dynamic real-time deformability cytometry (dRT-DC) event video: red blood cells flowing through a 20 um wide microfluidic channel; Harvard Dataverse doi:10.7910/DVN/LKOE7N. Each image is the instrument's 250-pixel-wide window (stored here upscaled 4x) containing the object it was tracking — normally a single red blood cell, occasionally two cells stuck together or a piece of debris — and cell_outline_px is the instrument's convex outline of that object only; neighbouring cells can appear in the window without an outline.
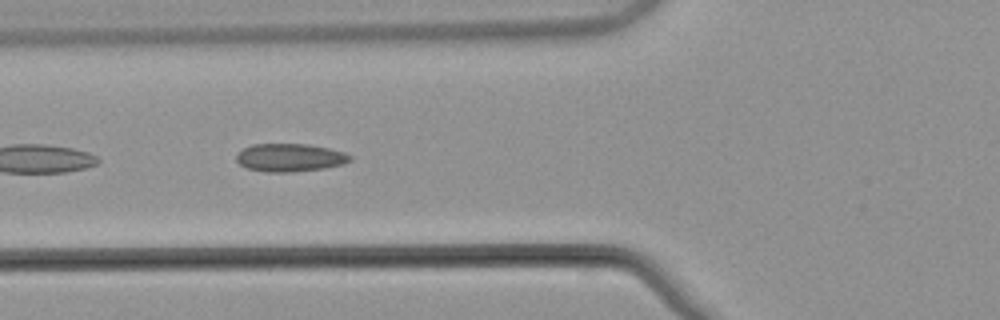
{"species": "common noctule bat (a hibernating species)", "species_latin": "Nyctalus noctula", "temperature_condition": "warm", "stored_images_in_passage": 19, "camera_frame_rate_fps": 3000, "um_per_image_px": 0.085, "animal": {"sex": "male", "body_mass_g": 21.5, "forearm_length_mm": 52.0}, "frame": {"image": 1, "passage_image": 4, "time_ms": 1.0, "image_size_px": [1000, 320], "cell_outline_px": [[352, 160], [344, 164], [324, 168], [292, 172], [268, 172], [248, 168], [240, 164], [236, 160], [236, 152], [252, 144], [308, 144], [328, 148], [344, 152], [352, 156]], "centroid_in_image_um": [24.65, 13.39], "position_along_channel_um": 101.2, "area_um2": 18.61}}